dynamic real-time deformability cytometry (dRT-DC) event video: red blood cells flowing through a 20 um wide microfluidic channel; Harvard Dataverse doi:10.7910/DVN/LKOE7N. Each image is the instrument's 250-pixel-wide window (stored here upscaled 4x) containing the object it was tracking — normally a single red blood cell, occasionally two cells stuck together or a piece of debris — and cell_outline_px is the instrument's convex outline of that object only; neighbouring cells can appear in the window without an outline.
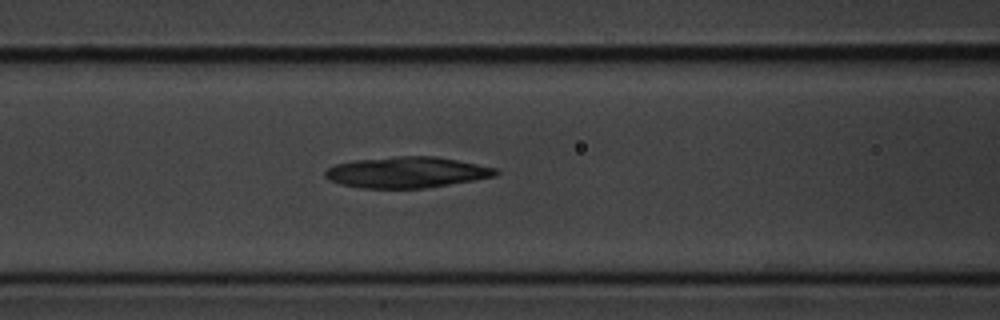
{"species": "common noctule bat (a hibernating species)", "species_latin": "Nyctalus noctula", "temperature_condition": "cold", "stored_images_in_passage": 51, "camera_frame_rate_fps": 3000, "um_per_image_px": 0.085, "animal": {"sex": "male", "body_mass_g": 20.1, "forearm_length_mm": 53.5}, "frame": {"image": 1, "passage_image": 21, "time_ms": 6.667, "image_size_px": [1000, 320], "cell_outline_px": [[500, 172], [496, 176], [424, 188], [360, 188], [340, 184], [328, 180], [324, 176], [324, 172], [328, 168], [336, 164], [356, 160], [400, 156], [436, 156], [496, 168]], "centroid_in_image_um": [34.54, 14.65], "position_along_channel_um": 132.1, "area_um2": 30.58}}
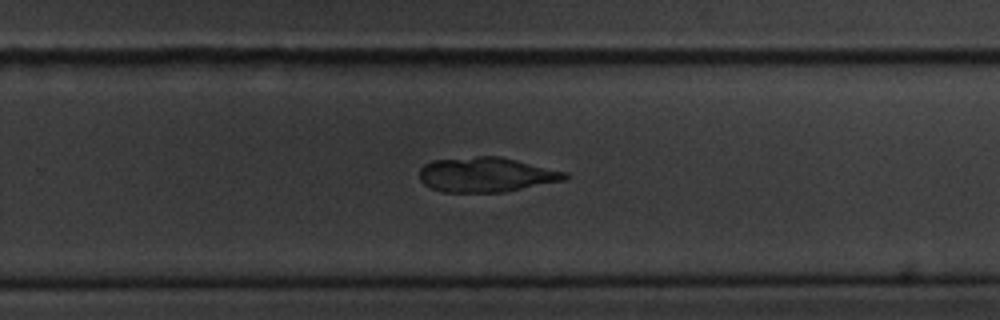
{"frame": {"image": 2, "passage_image": 34, "time_ms": 11.0, "image_size_px": [1000, 320], "cell_outline_px": [[568, 180], [504, 192], [444, 192], [432, 188], [424, 184], [420, 180], [420, 168], [424, 164], [432, 160], [476, 156], [500, 156], [568, 172]], "centroid_in_image_um": [41.36, 14.84], "position_along_channel_um": 288.4, "area_um2": 29.71}}
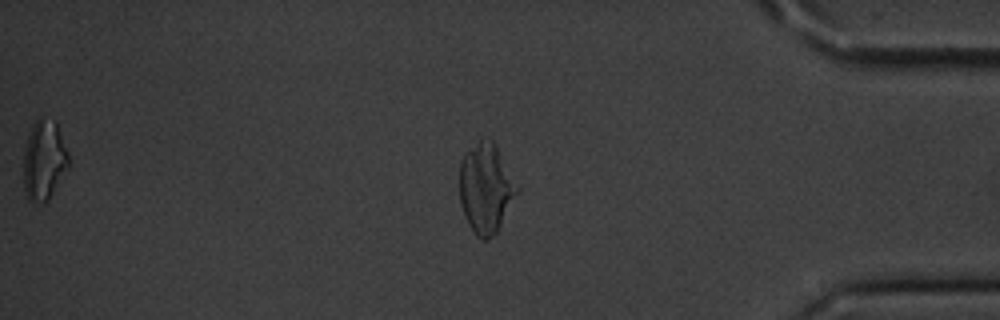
{"frame": {"image": 3, "passage_image": 45, "time_ms": 14.667, "image_size_px": [1000, 320], "cell_outline_px": [[520, 188], [496, 232], [488, 240], [480, 240], [476, 236], [468, 224], [460, 200], [460, 160], [480, 140], [492, 140], [496, 144]], "centroid_in_image_um": [41.31, 16.02], "position_along_channel_um": 393.9, "area_um2": 29.65}}